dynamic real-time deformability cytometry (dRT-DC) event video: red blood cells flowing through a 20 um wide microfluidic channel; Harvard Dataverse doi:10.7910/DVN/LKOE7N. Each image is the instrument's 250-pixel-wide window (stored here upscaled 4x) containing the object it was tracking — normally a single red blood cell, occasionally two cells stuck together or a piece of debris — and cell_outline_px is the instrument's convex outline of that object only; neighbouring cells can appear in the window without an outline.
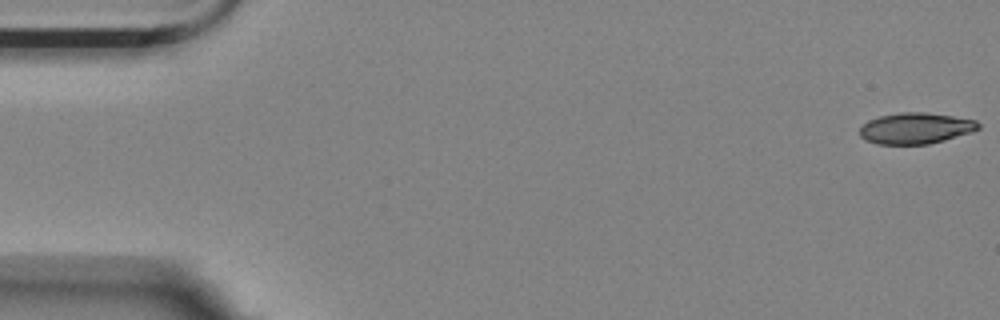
{"species": "Egyptian fruit bat (a non-hibernating species)", "species_latin": "Rousettus aegyptiacus", "temperature_condition": "room temperature", "stored_images_in_passage": 10, "camera_frame_rate_fps": 3000, "um_per_image_px": 0.085, "animal": {"sex": "female"}, "frame": {"image": 1, "passage_image": 1, "time_ms": 0.0, "image_size_px": [1000, 320], "cell_outline_px": [[980, 128], [972, 132], [944, 140], [928, 144], [876, 144], [864, 140], [860, 136], [860, 128], [868, 120], [880, 116], [900, 112], [924, 112], [952, 116], [976, 120], [980, 124]], "centroid_in_image_um": [77.82, 10.9], "position_along_channel_um": 7.2, "area_um2": 21.5}}